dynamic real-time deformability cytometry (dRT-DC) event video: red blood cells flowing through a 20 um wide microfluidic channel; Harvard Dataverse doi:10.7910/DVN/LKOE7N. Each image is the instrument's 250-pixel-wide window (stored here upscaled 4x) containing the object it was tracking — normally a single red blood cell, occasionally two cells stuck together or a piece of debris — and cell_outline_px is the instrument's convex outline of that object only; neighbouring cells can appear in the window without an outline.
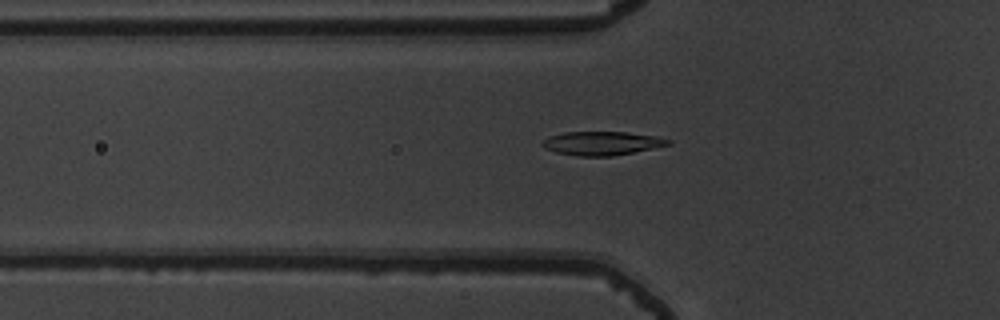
{"species": "common noctule bat (a hibernating species)", "species_latin": "Nyctalus noctula", "temperature_condition": "warm", "stored_images_in_passage": 45, "camera_frame_rate_fps": 3000, "um_per_image_px": 0.085, "animal": {"sex": "male", "body_mass_g": 19.5, "forearm_length_mm": 54.6}, "frame": {"image": 1, "passage_image": 10, "time_ms": 3.0, "image_size_px": [1000, 320], "cell_outline_px": [[672, 144], [612, 156], [580, 156], [556, 152], [544, 148], [540, 144], [544, 140], [552, 136], [564, 132], [628, 132], [656, 136], [672, 140]], "centroid_in_image_um": [51.18, 12.17], "position_along_channel_um": 74.6, "area_um2": 17.22}}
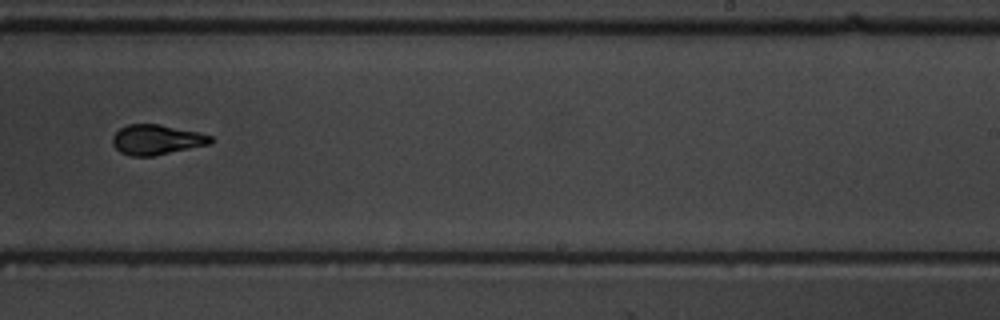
{"frame": {"image": 2, "passage_image": 26, "time_ms": 8.333, "image_size_px": [1000, 320], "cell_outline_px": [[212, 144], [152, 156], [132, 156], [120, 152], [112, 144], [112, 136], [120, 128], [128, 124], [160, 124], [196, 132], [212, 136]], "centroid_in_image_um": [13.29, 11.87], "position_along_channel_um": 275.7, "area_um2": 17.11}}
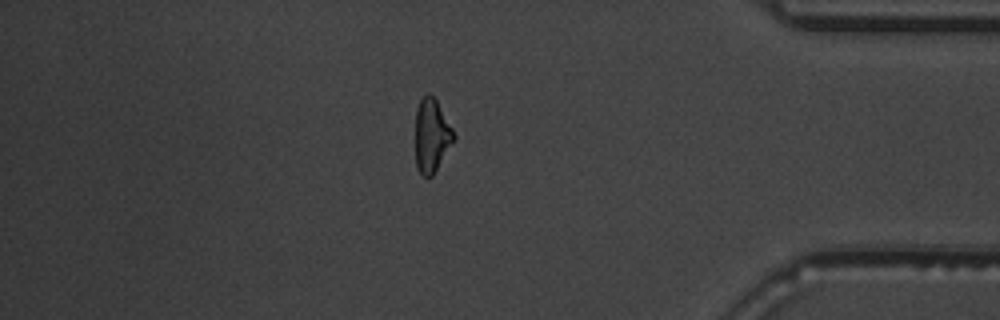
{"frame": {"image": 3, "passage_image": 38, "time_ms": 12.333, "image_size_px": [1000, 320], "cell_outline_px": [[456, 140], [432, 176], [424, 176], [416, 168], [416, 108], [420, 100], [428, 92], [436, 100], [452, 128], [456, 136]], "centroid_in_image_um": [36.7, 11.54], "position_along_channel_um": 398.5, "area_um2": 16.42}, "authors_computed_cell_mechanics": {"area_um2": 17.051, "velocity_mm_per_s": 3.7707, "shape_relaxation_time_tau1_ms": 3.6667, "shape_relaxation_time_tau2_ms": 1.4634, "deformation_change_tau1": 0.1648, "deformation_change_tau2": 0.062}}